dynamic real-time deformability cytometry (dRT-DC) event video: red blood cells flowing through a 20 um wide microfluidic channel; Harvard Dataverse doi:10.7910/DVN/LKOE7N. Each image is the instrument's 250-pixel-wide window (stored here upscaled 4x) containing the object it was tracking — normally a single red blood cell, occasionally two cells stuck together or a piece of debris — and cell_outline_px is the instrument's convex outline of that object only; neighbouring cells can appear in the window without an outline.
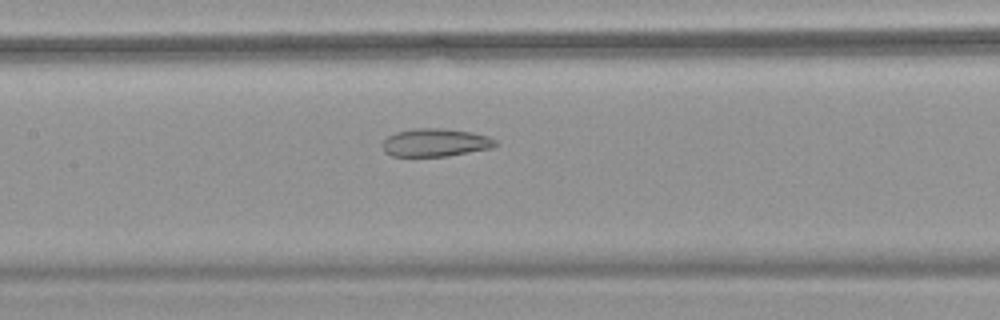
{"species": "common noctule bat (a hibernating species)", "species_latin": "Nyctalus noctula", "temperature_condition": "warm", "stored_images_in_passage": 40, "camera_frame_rate_fps": 3000, "um_per_image_px": 0.085, "animal": {"sex": "female", "body_mass_g": 18.4}, "frame": {"image": 1, "passage_image": 13, "time_ms": 4.0, "image_size_px": [1000, 320], "cell_outline_px": [[496, 144], [492, 148], [448, 156], [392, 156], [384, 152], [380, 144], [388, 136], [396, 132], [416, 128], [444, 128], [472, 132], [488, 136], [496, 140]], "centroid_in_image_um": [36.98, 12.12], "position_along_channel_um": 170.4, "area_um2": 18.55}}
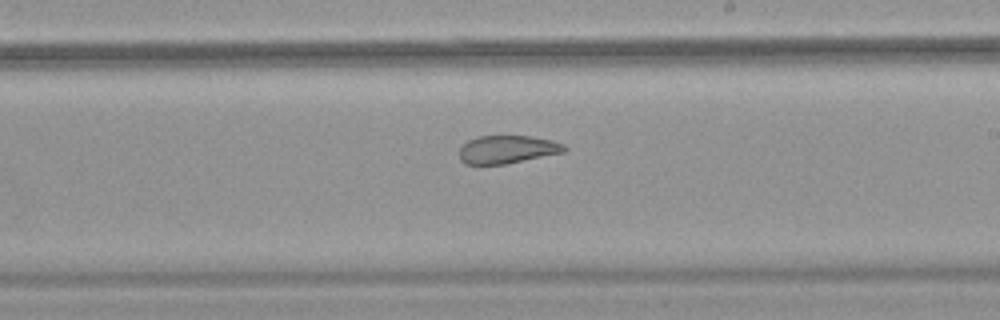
{"frame": {"image": 2, "passage_image": 19, "time_ms": 6.0, "image_size_px": [1000, 320], "cell_outline_px": [[568, 148], [564, 152], [504, 164], [464, 164], [460, 160], [460, 148], [468, 140], [480, 136], [532, 136], [552, 140], [564, 144]], "centroid_in_image_um": [43.13, 12.7], "position_along_channel_um": 245.9, "area_um2": 17.05}}
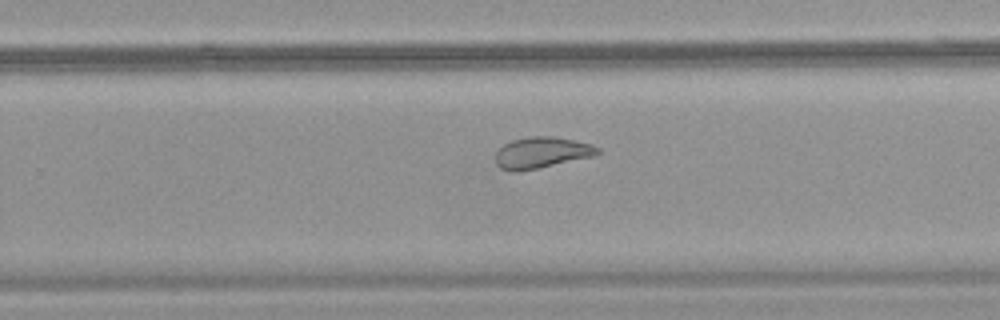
{"frame": {"image": 3, "passage_image": 22, "time_ms": 7.0, "image_size_px": [1000, 320], "cell_outline_px": [[600, 152], [596, 156], [520, 172], [512, 172], [500, 168], [496, 164], [496, 152], [504, 144], [512, 140], [528, 136], [556, 136], [592, 144], [600, 148]], "centroid_in_image_um": [46.06, 12.98], "position_along_channel_um": 283.7, "area_um2": 18.9}, "authors_computed_cell_mechanics": {"area_um2": 20.2011, "velocity_mm_per_s": 3.7988, "shape_relaxation_time_tau1_ms": null, "shape_relaxation_time_tau2_ms": 2.7269, "deformation_change_tau1": null, "deformation_change_tau2": 0.0886}}